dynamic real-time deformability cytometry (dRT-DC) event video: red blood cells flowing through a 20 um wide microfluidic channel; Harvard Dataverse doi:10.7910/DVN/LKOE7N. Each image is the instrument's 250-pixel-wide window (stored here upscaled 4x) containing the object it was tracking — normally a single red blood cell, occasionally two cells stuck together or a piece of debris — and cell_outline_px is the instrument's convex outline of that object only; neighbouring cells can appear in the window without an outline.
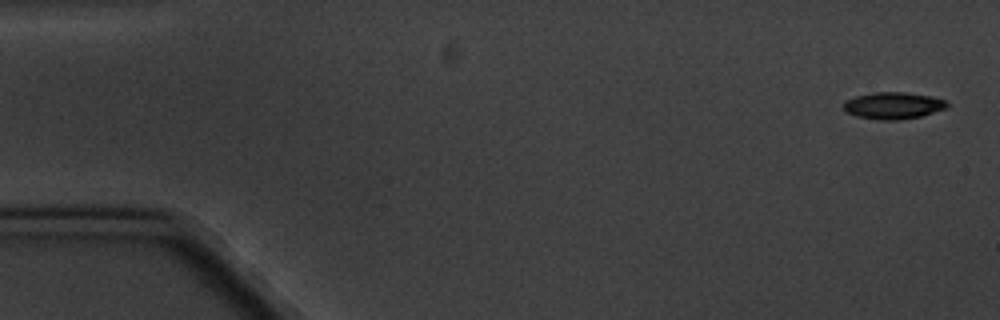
{"species": "common noctule bat (a hibernating species)", "species_latin": "Nyctalus noctula", "temperature_condition": "cold", "stored_images_in_passage": 7, "camera_frame_rate_fps": 3000, "um_per_image_px": 0.085, "animal": {"sex": "male", "body_mass_g": 20.1, "forearm_length_mm": 53.5}, "frame": {"image": 1, "passage_image": 1, "time_ms": 0.0, "image_size_px": [1000, 320], "cell_outline_px": [[948, 108], [920, 116], [900, 120], [880, 120], [856, 116], [844, 112], [844, 100], [856, 96], [872, 92], [904, 92], [928, 96], [944, 100], [948, 104]], "centroid_in_image_um": [75.88, 8.98], "position_along_channel_um": 9.1, "area_um2": 16.18}}
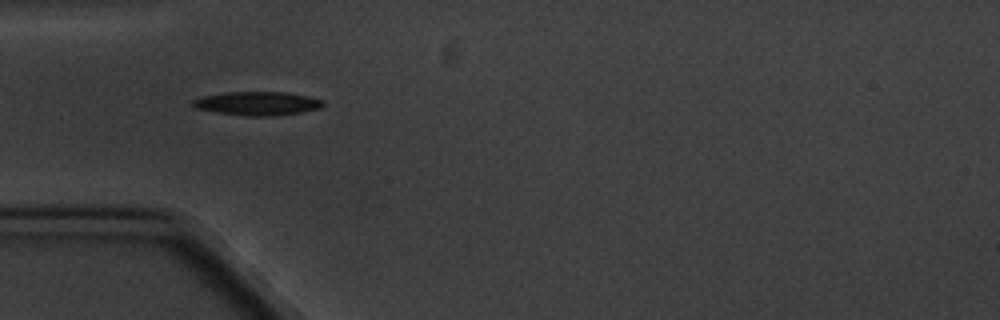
{"frame": {"image": 2, "passage_image": 5, "time_ms": 5.333, "image_size_px": [1000, 320], "cell_outline_px": [[324, 104], [320, 108], [300, 112], [272, 116], [248, 116], [216, 112], [196, 108], [192, 104], [192, 100], [204, 96], [228, 92], [284, 92], [324, 100]], "centroid_in_image_um": [21.87, 8.79], "position_along_channel_um": 63.1, "area_um2": 17.69}}